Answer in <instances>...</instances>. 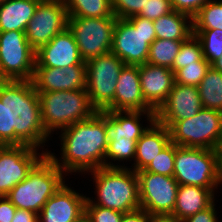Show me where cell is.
<instances>
[{
  "label": "cell",
  "instance_id": "83f0119b",
  "mask_svg": "<svg viewBox=\"0 0 222 222\" xmlns=\"http://www.w3.org/2000/svg\"><path fill=\"white\" fill-rule=\"evenodd\" d=\"M183 41L169 39H155L150 45L147 63L166 67L172 70V66Z\"/></svg>",
  "mask_w": 222,
  "mask_h": 222
},
{
  "label": "cell",
  "instance_id": "7a4b0ae2",
  "mask_svg": "<svg viewBox=\"0 0 222 222\" xmlns=\"http://www.w3.org/2000/svg\"><path fill=\"white\" fill-rule=\"evenodd\" d=\"M0 100L6 105L7 145H28L44 151L50 135L42 119L38 93L32 81L0 80Z\"/></svg>",
  "mask_w": 222,
  "mask_h": 222
},
{
  "label": "cell",
  "instance_id": "2e32d148",
  "mask_svg": "<svg viewBox=\"0 0 222 222\" xmlns=\"http://www.w3.org/2000/svg\"><path fill=\"white\" fill-rule=\"evenodd\" d=\"M86 199L64 182L41 209L39 222H77L85 216Z\"/></svg>",
  "mask_w": 222,
  "mask_h": 222
},
{
  "label": "cell",
  "instance_id": "7402d4cb",
  "mask_svg": "<svg viewBox=\"0 0 222 222\" xmlns=\"http://www.w3.org/2000/svg\"><path fill=\"white\" fill-rule=\"evenodd\" d=\"M171 143L169 129L156 120L136 142V155L131 169L144 170Z\"/></svg>",
  "mask_w": 222,
  "mask_h": 222
},
{
  "label": "cell",
  "instance_id": "f546056e",
  "mask_svg": "<svg viewBox=\"0 0 222 222\" xmlns=\"http://www.w3.org/2000/svg\"><path fill=\"white\" fill-rule=\"evenodd\" d=\"M193 34L200 40L203 58L210 65L222 56L221 29H193Z\"/></svg>",
  "mask_w": 222,
  "mask_h": 222
},
{
  "label": "cell",
  "instance_id": "b9f144b4",
  "mask_svg": "<svg viewBox=\"0 0 222 222\" xmlns=\"http://www.w3.org/2000/svg\"><path fill=\"white\" fill-rule=\"evenodd\" d=\"M0 145H7L6 105L0 100Z\"/></svg>",
  "mask_w": 222,
  "mask_h": 222
},
{
  "label": "cell",
  "instance_id": "ffe728a7",
  "mask_svg": "<svg viewBox=\"0 0 222 222\" xmlns=\"http://www.w3.org/2000/svg\"><path fill=\"white\" fill-rule=\"evenodd\" d=\"M139 77L145 101L157 112L173 89L174 72L166 67L145 63L139 65Z\"/></svg>",
  "mask_w": 222,
  "mask_h": 222
},
{
  "label": "cell",
  "instance_id": "8d00e7d4",
  "mask_svg": "<svg viewBox=\"0 0 222 222\" xmlns=\"http://www.w3.org/2000/svg\"><path fill=\"white\" fill-rule=\"evenodd\" d=\"M210 0H171L173 10L193 17Z\"/></svg>",
  "mask_w": 222,
  "mask_h": 222
},
{
  "label": "cell",
  "instance_id": "bcb514c9",
  "mask_svg": "<svg viewBox=\"0 0 222 222\" xmlns=\"http://www.w3.org/2000/svg\"><path fill=\"white\" fill-rule=\"evenodd\" d=\"M77 222H89L88 219L84 216Z\"/></svg>",
  "mask_w": 222,
  "mask_h": 222
},
{
  "label": "cell",
  "instance_id": "8fae6325",
  "mask_svg": "<svg viewBox=\"0 0 222 222\" xmlns=\"http://www.w3.org/2000/svg\"><path fill=\"white\" fill-rule=\"evenodd\" d=\"M116 17H68L67 28L73 34L81 58L89 59L111 52Z\"/></svg>",
  "mask_w": 222,
  "mask_h": 222
},
{
  "label": "cell",
  "instance_id": "7c38bea8",
  "mask_svg": "<svg viewBox=\"0 0 222 222\" xmlns=\"http://www.w3.org/2000/svg\"><path fill=\"white\" fill-rule=\"evenodd\" d=\"M35 59L25 32H0V80L32 81Z\"/></svg>",
  "mask_w": 222,
  "mask_h": 222
},
{
  "label": "cell",
  "instance_id": "277c9868",
  "mask_svg": "<svg viewBox=\"0 0 222 222\" xmlns=\"http://www.w3.org/2000/svg\"><path fill=\"white\" fill-rule=\"evenodd\" d=\"M87 173L93 176L96 188H94L96 198L87 197L92 204L122 213L141 208L138 177L131 168L100 167Z\"/></svg>",
  "mask_w": 222,
  "mask_h": 222
},
{
  "label": "cell",
  "instance_id": "74e56055",
  "mask_svg": "<svg viewBox=\"0 0 222 222\" xmlns=\"http://www.w3.org/2000/svg\"><path fill=\"white\" fill-rule=\"evenodd\" d=\"M215 202L203 211L188 217L183 222H219Z\"/></svg>",
  "mask_w": 222,
  "mask_h": 222
},
{
  "label": "cell",
  "instance_id": "4316f807",
  "mask_svg": "<svg viewBox=\"0 0 222 222\" xmlns=\"http://www.w3.org/2000/svg\"><path fill=\"white\" fill-rule=\"evenodd\" d=\"M68 17H115L112 0H65Z\"/></svg>",
  "mask_w": 222,
  "mask_h": 222
},
{
  "label": "cell",
  "instance_id": "d590c367",
  "mask_svg": "<svg viewBox=\"0 0 222 222\" xmlns=\"http://www.w3.org/2000/svg\"><path fill=\"white\" fill-rule=\"evenodd\" d=\"M148 0H112L113 14L118 19L138 15Z\"/></svg>",
  "mask_w": 222,
  "mask_h": 222
},
{
  "label": "cell",
  "instance_id": "9a60e30c",
  "mask_svg": "<svg viewBox=\"0 0 222 222\" xmlns=\"http://www.w3.org/2000/svg\"><path fill=\"white\" fill-rule=\"evenodd\" d=\"M39 150L28 145H0V196L23 181L46 155Z\"/></svg>",
  "mask_w": 222,
  "mask_h": 222
},
{
  "label": "cell",
  "instance_id": "5b68a950",
  "mask_svg": "<svg viewBox=\"0 0 222 222\" xmlns=\"http://www.w3.org/2000/svg\"><path fill=\"white\" fill-rule=\"evenodd\" d=\"M65 175L46 154L6 197L17 209L39 214L47 200L66 182Z\"/></svg>",
  "mask_w": 222,
  "mask_h": 222
},
{
  "label": "cell",
  "instance_id": "f1b7e54d",
  "mask_svg": "<svg viewBox=\"0 0 222 222\" xmlns=\"http://www.w3.org/2000/svg\"><path fill=\"white\" fill-rule=\"evenodd\" d=\"M193 29L222 30V0L208 1L193 17Z\"/></svg>",
  "mask_w": 222,
  "mask_h": 222
},
{
  "label": "cell",
  "instance_id": "4dcf8cb0",
  "mask_svg": "<svg viewBox=\"0 0 222 222\" xmlns=\"http://www.w3.org/2000/svg\"><path fill=\"white\" fill-rule=\"evenodd\" d=\"M203 59V52L200 40L192 34L187 40L183 41L177 56L175 57L172 71L184 68L190 64H198Z\"/></svg>",
  "mask_w": 222,
  "mask_h": 222
},
{
  "label": "cell",
  "instance_id": "ba28073f",
  "mask_svg": "<svg viewBox=\"0 0 222 222\" xmlns=\"http://www.w3.org/2000/svg\"><path fill=\"white\" fill-rule=\"evenodd\" d=\"M156 33L152 20L140 16L116 19L111 52L117 55L125 65L147 63L150 45L155 41Z\"/></svg>",
  "mask_w": 222,
  "mask_h": 222
},
{
  "label": "cell",
  "instance_id": "9c48e42d",
  "mask_svg": "<svg viewBox=\"0 0 222 222\" xmlns=\"http://www.w3.org/2000/svg\"><path fill=\"white\" fill-rule=\"evenodd\" d=\"M86 92L96 111H114L116 84L125 63L112 52L85 62Z\"/></svg>",
  "mask_w": 222,
  "mask_h": 222
},
{
  "label": "cell",
  "instance_id": "e575fe53",
  "mask_svg": "<svg viewBox=\"0 0 222 222\" xmlns=\"http://www.w3.org/2000/svg\"><path fill=\"white\" fill-rule=\"evenodd\" d=\"M172 11L171 0H148L137 16L154 21Z\"/></svg>",
  "mask_w": 222,
  "mask_h": 222
},
{
  "label": "cell",
  "instance_id": "f35d334b",
  "mask_svg": "<svg viewBox=\"0 0 222 222\" xmlns=\"http://www.w3.org/2000/svg\"><path fill=\"white\" fill-rule=\"evenodd\" d=\"M16 209L6 196H0V222H11Z\"/></svg>",
  "mask_w": 222,
  "mask_h": 222
},
{
  "label": "cell",
  "instance_id": "3957f363",
  "mask_svg": "<svg viewBox=\"0 0 222 222\" xmlns=\"http://www.w3.org/2000/svg\"><path fill=\"white\" fill-rule=\"evenodd\" d=\"M105 116V132L108 149L105 156V167L127 168L125 163L132 161L136 155V142L148 127L155 121L156 112L143 111H100ZM142 117L147 125L143 126ZM141 119V120H140ZM111 160V161H110ZM112 161L116 162L113 163ZM123 161V164L120 165Z\"/></svg>",
  "mask_w": 222,
  "mask_h": 222
},
{
  "label": "cell",
  "instance_id": "52a82bcc",
  "mask_svg": "<svg viewBox=\"0 0 222 222\" xmlns=\"http://www.w3.org/2000/svg\"><path fill=\"white\" fill-rule=\"evenodd\" d=\"M170 132L171 142L180 147L216 149L222 143V112L202 108L195 116L180 121H157Z\"/></svg>",
  "mask_w": 222,
  "mask_h": 222
},
{
  "label": "cell",
  "instance_id": "d4e9b609",
  "mask_svg": "<svg viewBox=\"0 0 222 222\" xmlns=\"http://www.w3.org/2000/svg\"><path fill=\"white\" fill-rule=\"evenodd\" d=\"M153 24L156 39L185 41L193 34L192 17L175 10L154 20Z\"/></svg>",
  "mask_w": 222,
  "mask_h": 222
},
{
  "label": "cell",
  "instance_id": "603a6c76",
  "mask_svg": "<svg viewBox=\"0 0 222 222\" xmlns=\"http://www.w3.org/2000/svg\"><path fill=\"white\" fill-rule=\"evenodd\" d=\"M218 188H204L179 184L176 204L172 215L184 221L197 212L203 211L215 202Z\"/></svg>",
  "mask_w": 222,
  "mask_h": 222
},
{
  "label": "cell",
  "instance_id": "6da1fadb",
  "mask_svg": "<svg viewBox=\"0 0 222 222\" xmlns=\"http://www.w3.org/2000/svg\"><path fill=\"white\" fill-rule=\"evenodd\" d=\"M61 157L51 151L47 155L66 176L73 173L87 174L105 167L108 141L105 132V116L96 111L87 120L79 121L60 130ZM51 152V153H50Z\"/></svg>",
  "mask_w": 222,
  "mask_h": 222
},
{
  "label": "cell",
  "instance_id": "1f68e13d",
  "mask_svg": "<svg viewBox=\"0 0 222 222\" xmlns=\"http://www.w3.org/2000/svg\"><path fill=\"white\" fill-rule=\"evenodd\" d=\"M210 66L208 61L203 58L198 64H190L184 68L178 69L174 73L175 83L197 87L206 75Z\"/></svg>",
  "mask_w": 222,
  "mask_h": 222
},
{
  "label": "cell",
  "instance_id": "d6986e66",
  "mask_svg": "<svg viewBox=\"0 0 222 222\" xmlns=\"http://www.w3.org/2000/svg\"><path fill=\"white\" fill-rule=\"evenodd\" d=\"M203 108L196 86L175 83L167 100L155 114L156 121H180L195 116Z\"/></svg>",
  "mask_w": 222,
  "mask_h": 222
},
{
  "label": "cell",
  "instance_id": "44dd1931",
  "mask_svg": "<svg viewBox=\"0 0 222 222\" xmlns=\"http://www.w3.org/2000/svg\"><path fill=\"white\" fill-rule=\"evenodd\" d=\"M114 111L155 112L143 97L138 65H124L121 69L116 84Z\"/></svg>",
  "mask_w": 222,
  "mask_h": 222
},
{
  "label": "cell",
  "instance_id": "ab89813d",
  "mask_svg": "<svg viewBox=\"0 0 222 222\" xmlns=\"http://www.w3.org/2000/svg\"><path fill=\"white\" fill-rule=\"evenodd\" d=\"M150 214L144 209L139 208L137 210L124 213L120 222H149Z\"/></svg>",
  "mask_w": 222,
  "mask_h": 222
},
{
  "label": "cell",
  "instance_id": "f6af8a7d",
  "mask_svg": "<svg viewBox=\"0 0 222 222\" xmlns=\"http://www.w3.org/2000/svg\"><path fill=\"white\" fill-rule=\"evenodd\" d=\"M211 67H213L215 70L219 71L222 73V56L216 60Z\"/></svg>",
  "mask_w": 222,
  "mask_h": 222
},
{
  "label": "cell",
  "instance_id": "4fadbf2b",
  "mask_svg": "<svg viewBox=\"0 0 222 222\" xmlns=\"http://www.w3.org/2000/svg\"><path fill=\"white\" fill-rule=\"evenodd\" d=\"M138 177L139 202L150 215L172 214L179 184L173 176L136 172Z\"/></svg>",
  "mask_w": 222,
  "mask_h": 222
},
{
  "label": "cell",
  "instance_id": "8992f818",
  "mask_svg": "<svg viewBox=\"0 0 222 222\" xmlns=\"http://www.w3.org/2000/svg\"><path fill=\"white\" fill-rule=\"evenodd\" d=\"M37 93L42 123L49 135L87 120L96 112L90 104L86 90Z\"/></svg>",
  "mask_w": 222,
  "mask_h": 222
},
{
  "label": "cell",
  "instance_id": "ac0fdd59",
  "mask_svg": "<svg viewBox=\"0 0 222 222\" xmlns=\"http://www.w3.org/2000/svg\"><path fill=\"white\" fill-rule=\"evenodd\" d=\"M74 65H85V61L68 28L36 51L35 67L64 68Z\"/></svg>",
  "mask_w": 222,
  "mask_h": 222
},
{
  "label": "cell",
  "instance_id": "d6a6232c",
  "mask_svg": "<svg viewBox=\"0 0 222 222\" xmlns=\"http://www.w3.org/2000/svg\"><path fill=\"white\" fill-rule=\"evenodd\" d=\"M175 144L170 143L151 163L144 169L147 172L166 176L174 175Z\"/></svg>",
  "mask_w": 222,
  "mask_h": 222
},
{
  "label": "cell",
  "instance_id": "60d3db41",
  "mask_svg": "<svg viewBox=\"0 0 222 222\" xmlns=\"http://www.w3.org/2000/svg\"><path fill=\"white\" fill-rule=\"evenodd\" d=\"M11 222H39V214L24 209H16Z\"/></svg>",
  "mask_w": 222,
  "mask_h": 222
},
{
  "label": "cell",
  "instance_id": "30bf717a",
  "mask_svg": "<svg viewBox=\"0 0 222 222\" xmlns=\"http://www.w3.org/2000/svg\"><path fill=\"white\" fill-rule=\"evenodd\" d=\"M178 184L204 188L221 187L214 149L186 148L175 144L174 175Z\"/></svg>",
  "mask_w": 222,
  "mask_h": 222
},
{
  "label": "cell",
  "instance_id": "ee69618b",
  "mask_svg": "<svg viewBox=\"0 0 222 222\" xmlns=\"http://www.w3.org/2000/svg\"><path fill=\"white\" fill-rule=\"evenodd\" d=\"M217 154V176L220 185H222V143L215 149Z\"/></svg>",
  "mask_w": 222,
  "mask_h": 222
},
{
  "label": "cell",
  "instance_id": "484cf974",
  "mask_svg": "<svg viewBox=\"0 0 222 222\" xmlns=\"http://www.w3.org/2000/svg\"><path fill=\"white\" fill-rule=\"evenodd\" d=\"M203 108L222 112V73L210 66L197 86Z\"/></svg>",
  "mask_w": 222,
  "mask_h": 222
},
{
  "label": "cell",
  "instance_id": "5bb4252c",
  "mask_svg": "<svg viewBox=\"0 0 222 222\" xmlns=\"http://www.w3.org/2000/svg\"><path fill=\"white\" fill-rule=\"evenodd\" d=\"M65 0H41L25 31L30 46L37 51L67 28Z\"/></svg>",
  "mask_w": 222,
  "mask_h": 222
},
{
  "label": "cell",
  "instance_id": "7dc6e473",
  "mask_svg": "<svg viewBox=\"0 0 222 222\" xmlns=\"http://www.w3.org/2000/svg\"><path fill=\"white\" fill-rule=\"evenodd\" d=\"M6 0H0V5H2Z\"/></svg>",
  "mask_w": 222,
  "mask_h": 222
},
{
  "label": "cell",
  "instance_id": "cb8c5ba5",
  "mask_svg": "<svg viewBox=\"0 0 222 222\" xmlns=\"http://www.w3.org/2000/svg\"><path fill=\"white\" fill-rule=\"evenodd\" d=\"M41 0H6L0 5V32H25Z\"/></svg>",
  "mask_w": 222,
  "mask_h": 222
},
{
  "label": "cell",
  "instance_id": "7bdbcfd3",
  "mask_svg": "<svg viewBox=\"0 0 222 222\" xmlns=\"http://www.w3.org/2000/svg\"><path fill=\"white\" fill-rule=\"evenodd\" d=\"M149 222H183L172 214L150 215Z\"/></svg>",
  "mask_w": 222,
  "mask_h": 222
},
{
  "label": "cell",
  "instance_id": "836d02e7",
  "mask_svg": "<svg viewBox=\"0 0 222 222\" xmlns=\"http://www.w3.org/2000/svg\"><path fill=\"white\" fill-rule=\"evenodd\" d=\"M124 213L92 204L88 199L85 203V217L89 222H120Z\"/></svg>",
  "mask_w": 222,
  "mask_h": 222
},
{
  "label": "cell",
  "instance_id": "e0dca14e",
  "mask_svg": "<svg viewBox=\"0 0 222 222\" xmlns=\"http://www.w3.org/2000/svg\"><path fill=\"white\" fill-rule=\"evenodd\" d=\"M32 83L37 92L86 90V65L35 67Z\"/></svg>",
  "mask_w": 222,
  "mask_h": 222
}]
</instances>
